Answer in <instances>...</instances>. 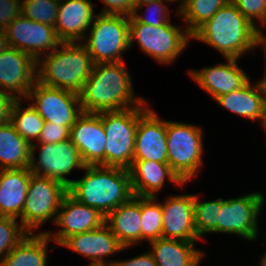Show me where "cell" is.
Returning <instances> with one entry per match:
<instances>
[{
  "mask_svg": "<svg viewBox=\"0 0 266 266\" xmlns=\"http://www.w3.org/2000/svg\"><path fill=\"white\" fill-rule=\"evenodd\" d=\"M72 126H62L51 122H45L40 133L38 144H56L70 138V128Z\"/></svg>",
  "mask_w": 266,
  "mask_h": 266,
  "instance_id": "cell-37",
  "label": "cell"
},
{
  "mask_svg": "<svg viewBox=\"0 0 266 266\" xmlns=\"http://www.w3.org/2000/svg\"><path fill=\"white\" fill-rule=\"evenodd\" d=\"M151 1H153V0H132V12H133V9H135L139 5H143V4L149 3Z\"/></svg>",
  "mask_w": 266,
  "mask_h": 266,
  "instance_id": "cell-43",
  "label": "cell"
},
{
  "mask_svg": "<svg viewBox=\"0 0 266 266\" xmlns=\"http://www.w3.org/2000/svg\"><path fill=\"white\" fill-rule=\"evenodd\" d=\"M66 194L67 187L62 183L31 173L28 194L20 217L22 227L32 233V229L35 230L52 217L55 222Z\"/></svg>",
  "mask_w": 266,
  "mask_h": 266,
  "instance_id": "cell-9",
  "label": "cell"
},
{
  "mask_svg": "<svg viewBox=\"0 0 266 266\" xmlns=\"http://www.w3.org/2000/svg\"><path fill=\"white\" fill-rule=\"evenodd\" d=\"M20 101L17 99L13 106L11 122L16 131L31 145L32 139H39L45 120L32 105L22 111Z\"/></svg>",
  "mask_w": 266,
  "mask_h": 266,
  "instance_id": "cell-30",
  "label": "cell"
},
{
  "mask_svg": "<svg viewBox=\"0 0 266 266\" xmlns=\"http://www.w3.org/2000/svg\"><path fill=\"white\" fill-rule=\"evenodd\" d=\"M261 82V85L263 87V90H264V95L266 97V75L264 76V79L260 81Z\"/></svg>",
  "mask_w": 266,
  "mask_h": 266,
  "instance_id": "cell-45",
  "label": "cell"
},
{
  "mask_svg": "<svg viewBox=\"0 0 266 266\" xmlns=\"http://www.w3.org/2000/svg\"><path fill=\"white\" fill-rule=\"evenodd\" d=\"M17 99L12 94L0 90V125L11 122L12 109Z\"/></svg>",
  "mask_w": 266,
  "mask_h": 266,
  "instance_id": "cell-39",
  "label": "cell"
},
{
  "mask_svg": "<svg viewBox=\"0 0 266 266\" xmlns=\"http://www.w3.org/2000/svg\"><path fill=\"white\" fill-rule=\"evenodd\" d=\"M162 207V238L197 241L194 226V195L172 196Z\"/></svg>",
  "mask_w": 266,
  "mask_h": 266,
  "instance_id": "cell-18",
  "label": "cell"
},
{
  "mask_svg": "<svg viewBox=\"0 0 266 266\" xmlns=\"http://www.w3.org/2000/svg\"><path fill=\"white\" fill-rule=\"evenodd\" d=\"M261 34L230 1L199 26L191 38L209 44L226 59H239L244 52L258 46Z\"/></svg>",
  "mask_w": 266,
  "mask_h": 266,
  "instance_id": "cell-2",
  "label": "cell"
},
{
  "mask_svg": "<svg viewBox=\"0 0 266 266\" xmlns=\"http://www.w3.org/2000/svg\"><path fill=\"white\" fill-rule=\"evenodd\" d=\"M38 161L34 157L36 145L31 144L30 171L32 174L42 177H49L69 187L73 180L67 179L74 168L84 169L85 164L79 150L71 139L56 144H40Z\"/></svg>",
  "mask_w": 266,
  "mask_h": 266,
  "instance_id": "cell-10",
  "label": "cell"
},
{
  "mask_svg": "<svg viewBox=\"0 0 266 266\" xmlns=\"http://www.w3.org/2000/svg\"><path fill=\"white\" fill-rule=\"evenodd\" d=\"M59 3L58 0H22V15L32 21L54 27Z\"/></svg>",
  "mask_w": 266,
  "mask_h": 266,
  "instance_id": "cell-33",
  "label": "cell"
},
{
  "mask_svg": "<svg viewBox=\"0 0 266 266\" xmlns=\"http://www.w3.org/2000/svg\"><path fill=\"white\" fill-rule=\"evenodd\" d=\"M264 202V196L259 192L228 200L222 199L218 232L234 233L249 241L257 239V219Z\"/></svg>",
  "mask_w": 266,
  "mask_h": 266,
  "instance_id": "cell-12",
  "label": "cell"
},
{
  "mask_svg": "<svg viewBox=\"0 0 266 266\" xmlns=\"http://www.w3.org/2000/svg\"><path fill=\"white\" fill-rule=\"evenodd\" d=\"M34 99L35 102L32 106L45 122L73 126L77 118L83 113L78 94L45 86L37 81L26 98V100Z\"/></svg>",
  "mask_w": 266,
  "mask_h": 266,
  "instance_id": "cell-11",
  "label": "cell"
},
{
  "mask_svg": "<svg viewBox=\"0 0 266 266\" xmlns=\"http://www.w3.org/2000/svg\"><path fill=\"white\" fill-rule=\"evenodd\" d=\"M163 1H165V0H153L149 3L139 5L138 7L133 9L131 16L139 23H145V24L152 25V26H162L166 23H169L170 19L167 18V17H169V14L168 13L166 14V12H168V8H167V6H165ZM144 6L149 7V8H147L146 11H148L150 13V15L154 14L153 15L154 17L151 18V17H148L147 15H145L146 17L145 16L144 17L139 16L137 11L139 8L141 9Z\"/></svg>",
  "mask_w": 266,
  "mask_h": 266,
  "instance_id": "cell-35",
  "label": "cell"
},
{
  "mask_svg": "<svg viewBox=\"0 0 266 266\" xmlns=\"http://www.w3.org/2000/svg\"><path fill=\"white\" fill-rule=\"evenodd\" d=\"M5 33L9 47L29 54L36 61L43 50L52 52L62 43L53 26L32 21L22 14L6 27Z\"/></svg>",
  "mask_w": 266,
  "mask_h": 266,
  "instance_id": "cell-13",
  "label": "cell"
},
{
  "mask_svg": "<svg viewBox=\"0 0 266 266\" xmlns=\"http://www.w3.org/2000/svg\"><path fill=\"white\" fill-rule=\"evenodd\" d=\"M93 12L89 0H60L54 26L59 40L62 43L85 40L84 32L90 28L95 17Z\"/></svg>",
  "mask_w": 266,
  "mask_h": 266,
  "instance_id": "cell-20",
  "label": "cell"
},
{
  "mask_svg": "<svg viewBox=\"0 0 266 266\" xmlns=\"http://www.w3.org/2000/svg\"><path fill=\"white\" fill-rule=\"evenodd\" d=\"M30 178V168L0 169V216L21 217Z\"/></svg>",
  "mask_w": 266,
  "mask_h": 266,
  "instance_id": "cell-22",
  "label": "cell"
},
{
  "mask_svg": "<svg viewBox=\"0 0 266 266\" xmlns=\"http://www.w3.org/2000/svg\"><path fill=\"white\" fill-rule=\"evenodd\" d=\"M140 196L134 195L126 203L112 210L105 219L113 234L127 248L141 241Z\"/></svg>",
  "mask_w": 266,
  "mask_h": 266,
  "instance_id": "cell-25",
  "label": "cell"
},
{
  "mask_svg": "<svg viewBox=\"0 0 266 266\" xmlns=\"http://www.w3.org/2000/svg\"><path fill=\"white\" fill-rule=\"evenodd\" d=\"M166 120L148 109L138 120L133 160L168 163Z\"/></svg>",
  "mask_w": 266,
  "mask_h": 266,
  "instance_id": "cell-17",
  "label": "cell"
},
{
  "mask_svg": "<svg viewBox=\"0 0 266 266\" xmlns=\"http://www.w3.org/2000/svg\"><path fill=\"white\" fill-rule=\"evenodd\" d=\"M155 197H140L141 240L153 241L162 238V207Z\"/></svg>",
  "mask_w": 266,
  "mask_h": 266,
  "instance_id": "cell-31",
  "label": "cell"
},
{
  "mask_svg": "<svg viewBox=\"0 0 266 266\" xmlns=\"http://www.w3.org/2000/svg\"><path fill=\"white\" fill-rule=\"evenodd\" d=\"M22 14V0H0V29L6 27Z\"/></svg>",
  "mask_w": 266,
  "mask_h": 266,
  "instance_id": "cell-38",
  "label": "cell"
},
{
  "mask_svg": "<svg viewBox=\"0 0 266 266\" xmlns=\"http://www.w3.org/2000/svg\"><path fill=\"white\" fill-rule=\"evenodd\" d=\"M255 84L252 86L249 80L240 89L217 97L215 100L232 113L250 120L259 119L266 129V97L261 82Z\"/></svg>",
  "mask_w": 266,
  "mask_h": 266,
  "instance_id": "cell-24",
  "label": "cell"
},
{
  "mask_svg": "<svg viewBox=\"0 0 266 266\" xmlns=\"http://www.w3.org/2000/svg\"><path fill=\"white\" fill-rule=\"evenodd\" d=\"M168 164L186 183L203 164L202 130L191 124L166 121Z\"/></svg>",
  "mask_w": 266,
  "mask_h": 266,
  "instance_id": "cell-7",
  "label": "cell"
},
{
  "mask_svg": "<svg viewBox=\"0 0 266 266\" xmlns=\"http://www.w3.org/2000/svg\"><path fill=\"white\" fill-rule=\"evenodd\" d=\"M231 0H183L177 13L188 24L186 31L192 34L205 21Z\"/></svg>",
  "mask_w": 266,
  "mask_h": 266,
  "instance_id": "cell-29",
  "label": "cell"
},
{
  "mask_svg": "<svg viewBox=\"0 0 266 266\" xmlns=\"http://www.w3.org/2000/svg\"><path fill=\"white\" fill-rule=\"evenodd\" d=\"M238 59L227 58V64L206 67L200 71H190L189 74L210 95L216 99L224 94L233 92L243 87L249 78L238 67Z\"/></svg>",
  "mask_w": 266,
  "mask_h": 266,
  "instance_id": "cell-21",
  "label": "cell"
},
{
  "mask_svg": "<svg viewBox=\"0 0 266 266\" xmlns=\"http://www.w3.org/2000/svg\"><path fill=\"white\" fill-rule=\"evenodd\" d=\"M130 47L134 39L146 54L160 63L170 64L183 52L191 39V34L180 30L177 26L166 23L152 26L137 22L129 15Z\"/></svg>",
  "mask_w": 266,
  "mask_h": 266,
  "instance_id": "cell-8",
  "label": "cell"
},
{
  "mask_svg": "<svg viewBox=\"0 0 266 266\" xmlns=\"http://www.w3.org/2000/svg\"><path fill=\"white\" fill-rule=\"evenodd\" d=\"M112 266H157L153 255L149 253L142 254L129 260L109 261Z\"/></svg>",
  "mask_w": 266,
  "mask_h": 266,
  "instance_id": "cell-41",
  "label": "cell"
},
{
  "mask_svg": "<svg viewBox=\"0 0 266 266\" xmlns=\"http://www.w3.org/2000/svg\"><path fill=\"white\" fill-rule=\"evenodd\" d=\"M221 208L222 198L201 202L197 196H194V226L199 239L206 233L218 232Z\"/></svg>",
  "mask_w": 266,
  "mask_h": 266,
  "instance_id": "cell-32",
  "label": "cell"
},
{
  "mask_svg": "<svg viewBox=\"0 0 266 266\" xmlns=\"http://www.w3.org/2000/svg\"><path fill=\"white\" fill-rule=\"evenodd\" d=\"M258 45H263L264 46V50H265V54H266V36L262 33L260 38H259V41H258ZM266 71V69H265ZM266 75V73H265Z\"/></svg>",
  "mask_w": 266,
  "mask_h": 266,
  "instance_id": "cell-44",
  "label": "cell"
},
{
  "mask_svg": "<svg viewBox=\"0 0 266 266\" xmlns=\"http://www.w3.org/2000/svg\"><path fill=\"white\" fill-rule=\"evenodd\" d=\"M28 232L15 218L0 216V257H5ZM6 251V252H5ZM3 258H0V265Z\"/></svg>",
  "mask_w": 266,
  "mask_h": 266,
  "instance_id": "cell-34",
  "label": "cell"
},
{
  "mask_svg": "<svg viewBox=\"0 0 266 266\" xmlns=\"http://www.w3.org/2000/svg\"><path fill=\"white\" fill-rule=\"evenodd\" d=\"M166 1H169V2H174V1H178V0H166ZM180 1V0H179Z\"/></svg>",
  "mask_w": 266,
  "mask_h": 266,
  "instance_id": "cell-48",
  "label": "cell"
},
{
  "mask_svg": "<svg viewBox=\"0 0 266 266\" xmlns=\"http://www.w3.org/2000/svg\"><path fill=\"white\" fill-rule=\"evenodd\" d=\"M129 172L133 194L140 197H155V193L162 189L167 177L176 184H184L168 163L133 160Z\"/></svg>",
  "mask_w": 266,
  "mask_h": 266,
  "instance_id": "cell-23",
  "label": "cell"
},
{
  "mask_svg": "<svg viewBox=\"0 0 266 266\" xmlns=\"http://www.w3.org/2000/svg\"><path fill=\"white\" fill-rule=\"evenodd\" d=\"M31 145L13 123L0 125V169L29 168Z\"/></svg>",
  "mask_w": 266,
  "mask_h": 266,
  "instance_id": "cell-27",
  "label": "cell"
},
{
  "mask_svg": "<svg viewBox=\"0 0 266 266\" xmlns=\"http://www.w3.org/2000/svg\"><path fill=\"white\" fill-rule=\"evenodd\" d=\"M260 266H266V254L264 255V257H262Z\"/></svg>",
  "mask_w": 266,
  "mask_h": 266,
  "instance_id": "cell-47",
  "label": "cell"
},
{
  "mask_svg": "<svg viewBox=\"0 0 266 266\" xmlns=\"http://www.w3.org/2000/svg\"><path fill=\"white\" fill-rule=\"evenodd\" d=\"M84 170V178L73 180L67 193L105 217L134 196L129 170L100 165L85 166Z\"/></svg>",
  "mask_w": 266,
  "mask_h": 266,
  "instance_id": "cell-3",
  "label": "cell"
},
{
  "mask_svg": "<svg viewBox=\"0 0 266 266\" xmlns=\"http://www.w3.org/2000/svg\"><path fill=\"white\" fill-rule=\"evenodd\" d=\"M49 51L46 59L37 60V82L42 85L80 94L94 63L83 43H61Z\"/></svg>",
  "mask_w": 266,
  "mask_h": 266,
  "instance_id": "cell-4",
  "label": "cell"
},
{
  "mask_svg": "<svg viewBox=\"0 0 266 266\" xmlns=\"http://www.w3.org/2000/svg\"><path fill=\"white\" fill-rule=\"evenodd\" d=\"M105 219L98 210L80 203L67 193L62 199L54 222L62 226V229L53 235L52 232L46 233L60 245L71 235L98 229L105 223Z\"/></svg>",
  "mask_w": 266,
  "mask_h": 266,
  "instance_id": "cell-16",
  "label": "cell"
},
{
  "mask_svg": "<svg viewBox=\"0 0 266 266\" xmlns=\"http://www.w3.org/2000/svg\"><path fill=\"white\" fill-rule=\"evenodd\" d=\"M36 70L37 61L32 56L8 47L0 53V90L6 89L5 91L18 99L21 96L26 99L37 81Z\"/></svg>",
  "mask_w": 266,
  "mask_h": 266,
  "instance_id": "cell-14",
  "label": "cell"
},
{
  "mask_svg": "<svg viewBox=\"0 0 266 266\" xmlns=\"http://www.w3.org/2000/svg\"><path fill=\"white\" fill-rule=\"evenodd\" d=\"M5 256L0 266H46L47 244L51 240L46 232L28 233Z\"/></svg>",
  "mask_w": 266,
  "mask_h": 266,
  "instance_id": "cell-28",
  "label": "cell"
},
{
  "mask_svg": "<svg viewBox=\"0 0 266 266\" xmlns=\"http://www.w3.org/2000/svg\"><path fill=\"white\" fill-rule=\"evenodd\" d=\"M150 244L157 266H198L203 256L193 247L194 242L159 238Z\"/></svg>",
  "mask_w": 266,
  "mask_h": 266,
  "instance_id": "cell-26",
  "label": "cell"
},
{
  "mask_svg": "<svg viewBox=\"0 0 266 266\" xmlns=\"http://www.w3.org/2000/svg\"><path fill=\"white\" fill-rule=\"evenodd\" d=\"M145 102L121 111L101 113L106 134L105 166L129 170L133 163L135 136L139 118L149 109Z\"/></svg>",
  "mask_w": 266,
  "mask_h": 266,
  "instance_id": "cell-5",
  "label": "cell"
},
{
  "mask_svg": "<svg viewBox=\"0 0 266 266\" xmlns=\"http://www.w3.org/2000/svg\"><path fill=\"white\" fill-rule=\"evenodd\" d=\"M60 245L90 258L91 263L96 264H107L105 256L126 249L106 223L98 229L71 235Z\"/></svg>",
  "mask_w": 266,
  "mask_h": 266,
  "instance_id": "cell-19",
  "label": "cell"
},
{
  "mask_svg": "<svg viewBox=\"0 0 266 266\" xmlns=\"http://www.w3.org/2000/svg\"><path fill=\"white\" fill-rule=\"evenodd\" d=\"M88 266H112V265H110L109 262H108V264H96V263H90Z\"/></svg>",
  "mask_w": 266,
  "mask_h": 266,
  "instance_id": "cell-46",
  "label": "cell"
},
{
  "mask_svg": "<svg viewBox=\"0 0 266 266\" xmlns=\"http://www.w3.org/2000/svg\"><path fill=\"white\" fill-rule=\"evenodd\" d=\"M95 18L83 44L93 63L122 61L121 53L130 48L129 16L100 13Z\"/></svg>",
  "mask_w": 266,
  "mask_h": 266,
  "instance_id": "cell-6",
  "label": "cell"
},
{
  "mask_svg": "<svg viewBox=\"0 0 266 266\" xmlns=\"http://www.w3.org/2000/svg\"><path fill=\"white\" fill-rule=\"evenodd\" d=\"M131 79L123 61L94 64L79 94L82 111L98 114L143 105L145 100L134 98Z\"/></svg>",
  "mask_w": 266,
  "mask_h": 266,
  "instance_id": "cell-1",
  "label": "cell"
},
{
  "mask_svg": "<svg viewBox=\"0 0 266 266\" xmlns=\"http://www.w3.org/2000/svg\"><path fill=\"white\" fill-rule=\"evenodd\" d=\"M70 139L86 166H105L106 134L101 113L83 112L70 128Z\"/></svg>",
  "mask_w": 266,
  "mask_h": 266,
  "instance_id": "cell-15",
  "label": "cell"
},
{
  "mask_svg": "<svg viewBox=\"0 0 266 266\" xmlns=\"http://www.w3.org/2000/svg\"><path fill=\"white\" fill-rule=\"evenodd\" d=\"M106 7L101 11L102 14H132V0H102Z\"/></svg>",
  "mask_w": 266,
  "mask_h": 266,
  "instance_id": "cell-40",
  "label": "cell"
},
{
  "mask_svg": "<svg viewBox=\"0 0 266 266\" xmlns=\"http://www.w3.org/2000/svg\"><path fill=\"white\" fill-rule=\"evenodd\" d=\"M244 17L259 31V24H266V0H231ZM257 19V20H255ZM257 22H255V21ZM257 23V24H255Z\"/></svg>",
  "mask_w": 266,
  "mask_h": 266,
  "instance_id": "cell-36",
  "label": "cell"
},
{
  "mask_svg": "<svg viewBox=\"0 0 266 266\" xmlns=\"http://www.w3.org/2000/svg\"><path fill=\"white\" fill-rule=\"evenodd\" d=\"M5 30L0 29V53L8 48Z\"/></svg>",
  "mask_w": 266,
  "mask_h": 266,
  "instance_id": "cell-42",
  "label": "cell"
}]
</instances>
